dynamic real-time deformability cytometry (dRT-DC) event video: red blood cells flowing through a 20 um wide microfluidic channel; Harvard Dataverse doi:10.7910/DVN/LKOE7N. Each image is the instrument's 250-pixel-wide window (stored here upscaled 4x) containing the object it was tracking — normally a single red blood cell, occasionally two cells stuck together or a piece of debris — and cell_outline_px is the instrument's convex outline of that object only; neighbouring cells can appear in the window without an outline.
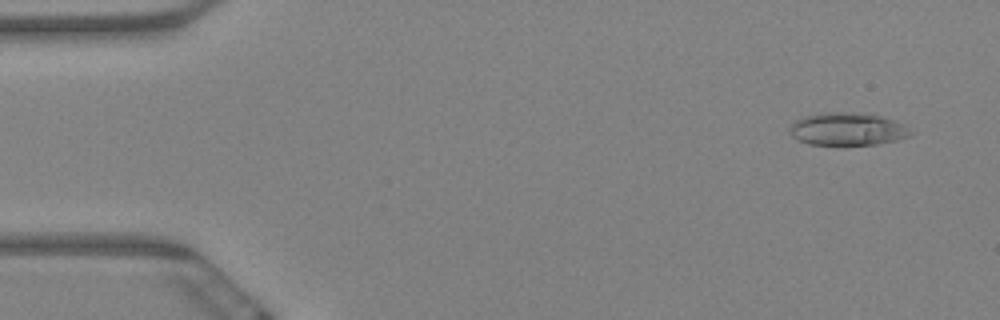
{"species": "Egyptian fruit bat (a non-hibernating species)", "species_latin": "Rousettus aegyptiacus", "temperature_condition": "warm", "stored_images_in_passage": 5, "camera_frame_rate_fps": 3000, "um_per_image_px": 0.085, "animal": {"sex": "female"}, "frame": {"image": 1, "passage_image": 1, "time_ms": 0.0, "image_size_px": [1000, 320], "cell_outline_px": [[916, 132], [908, 136], [896, 140], [876, 144], [808, 144], [792, 136], [788, 128], [796, 120], [804, 116], [824, 112], [848, 112], [880, 116], [904, 124]], "centroid_in_image_um": [72.05, 10.96], "position_along_channel_um": 13.0, "area_um2": 22.83}}
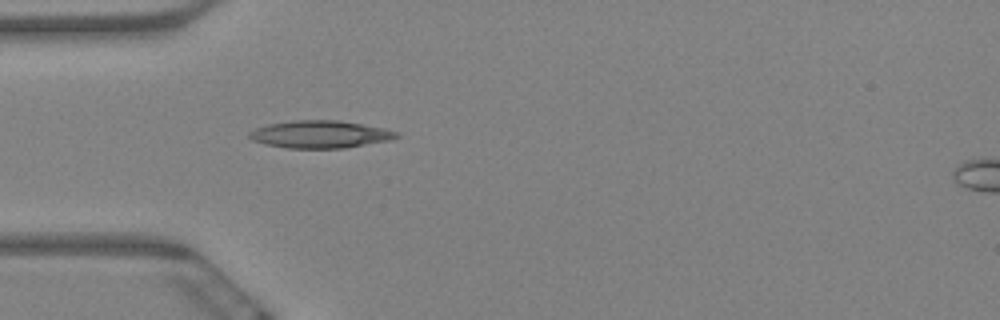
{"frame": {"image": 2, "passage_image": 5, "time_ms": 1.333, "image_size_px": [1000, 320], "cell_outline_px": [[400, 136], [392, 140], [344, 148], [288, 148], [268, 144], [252, 140], [248, 136], [248, 132], [256, 128], [268, 124], [292, 120], [336, 120], [384, 128], [400, 132]], "centroid_in_image_um": [27.24, 11.41], "position_along_channel_um": 57.8, "area_um2": 23.52}}